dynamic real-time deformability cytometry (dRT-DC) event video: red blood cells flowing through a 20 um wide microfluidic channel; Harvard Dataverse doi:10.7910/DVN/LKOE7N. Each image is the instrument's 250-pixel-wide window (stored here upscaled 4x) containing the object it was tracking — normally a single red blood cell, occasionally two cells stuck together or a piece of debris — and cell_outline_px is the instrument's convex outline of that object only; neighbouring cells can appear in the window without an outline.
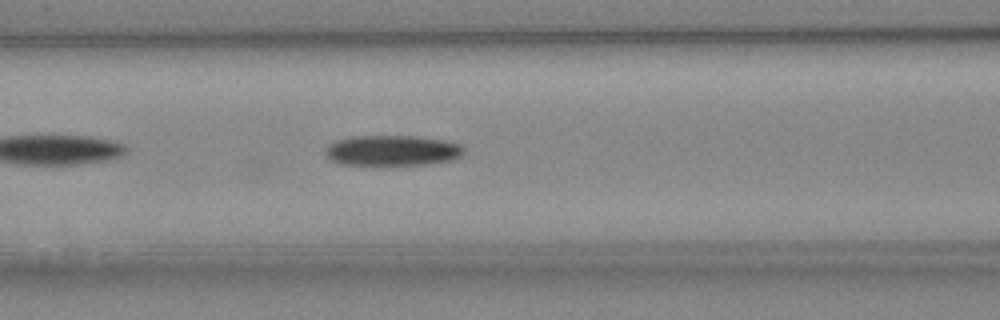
{"species": "Egyptian fruit bat (a non-hibernating species)", "species_latin": "Rousettus aegyptiacus", "temperature_condition": "cold", "stored_images_in_passage": 37, "camera_frame_rate_fps": 3000, "um_per_image_px": 0.085, "animal": {"sex": "female"}, "frame": {"image": 1, "passage_image": 7, "time_ms": 2.0, "image_size_px": [1000, 320], "cell_outline_px": [[464, 152], [460, 156], [452, 160], [428, 164], [340, 164], [328, 160], [324, 152], [328, 144], [336, 140], [352, 136], [416, 136], [444, 140], [460, 144], [464, 148]], "centroid_in_image_um": [33.31, 12.78], "position_along_channel_um": 133.3, "area_um2": 24.62}}
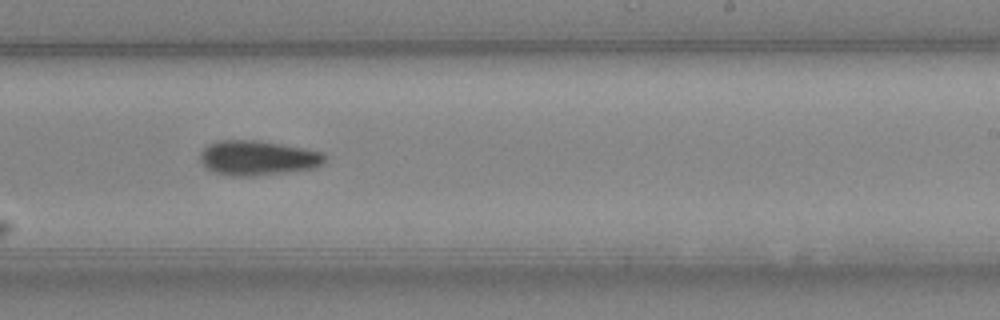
{"frame": {"image": 2, "passage_image": 17, "time_ms": 5.333, "image_size_px": [1000, 320], "cell_outline_px": [[324, 164], [316, 168], [284, 172], [248, 176], [232, 176], [212, 172], [200, 164], [200, 152], [208, 144], [216, 140], [256, 140], [280, 144], [320, 152], [324, 156]], "centroid_in_image_um": [21.82, 13.43], "position_along_channel_um": 267.2, "area_um2": 25.14}}
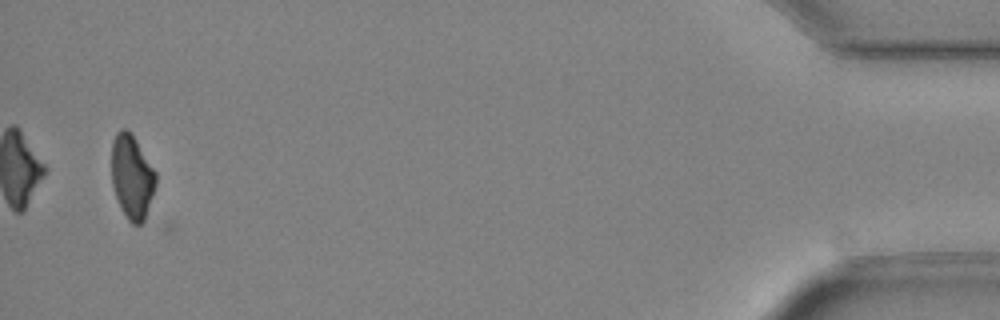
{"frame": {"image": 3, "passage_image": 35, "time_ms": 11.333, "image_size_px": [1000, 320], "cell_outline_px": [[156, 184], [144, 220], [140, 224], [132, 224], [128, 220], [120, 208], [112, 184], [112, 140], [116, 132], [120, 128], [124, 128], [132, 132], [156, 172]], "centroid_in_image_um": [11.21, 14.99], "position_along_channel_um": 424.0, "area_um2": 21.73}}